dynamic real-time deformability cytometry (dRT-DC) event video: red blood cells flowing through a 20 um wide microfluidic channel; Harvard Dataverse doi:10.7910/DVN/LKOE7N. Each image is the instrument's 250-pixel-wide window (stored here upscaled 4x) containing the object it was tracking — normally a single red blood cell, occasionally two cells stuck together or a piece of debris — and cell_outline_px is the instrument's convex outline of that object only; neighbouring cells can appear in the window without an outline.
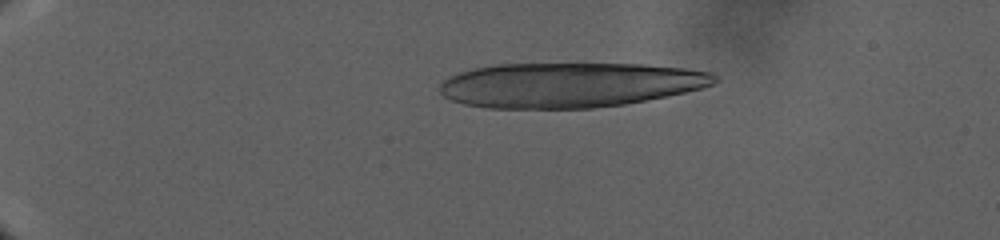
{"species": "human", "species_latin": "Homo sapiens", "temperature_condition": "warm", "stored_images_in_passage": 47, "camera_frame_rate_fps": 3000, "um_per_image_px": 0.085, "donor": {"sex": "male"}, "frame": {"image": 1, "passage_image": 24, "time_ms": 9.667, "image_size_px": [1000, 240], "cell_outline_px": [[720, 80], [712, 84], [700, 88], [684, 92], [624, 104], [592, 108], [488, 108], [464, 104], [452, 100], [444, 96], [440, 92], [440, 84], [448, 76], [472, 68], [492, 64], [644, 64], [688, 68], [712, 72]], "centroid_in_image_um": [48.4, 7.21], "position_along_channel_um": 36.6, "area_um2": 71.9}}